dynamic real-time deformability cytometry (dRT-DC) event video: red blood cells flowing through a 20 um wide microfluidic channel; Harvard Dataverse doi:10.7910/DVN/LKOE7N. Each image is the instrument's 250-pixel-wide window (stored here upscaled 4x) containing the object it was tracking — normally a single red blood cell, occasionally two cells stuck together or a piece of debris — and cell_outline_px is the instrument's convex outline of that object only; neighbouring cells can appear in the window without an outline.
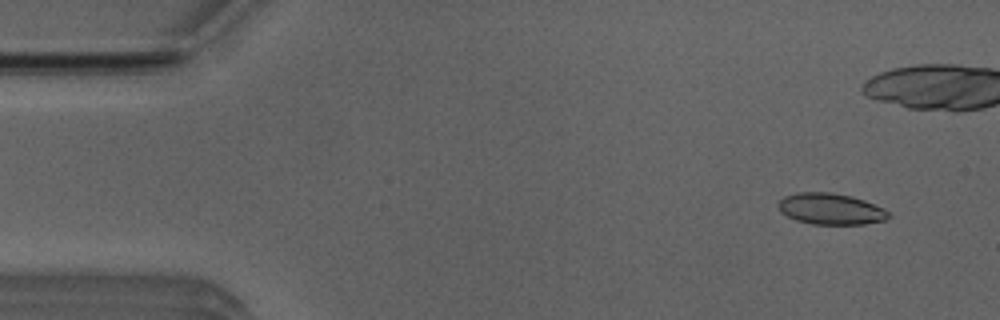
{"species": "Egyptian fruit bat (a non-hibernating species)", "species_latin": "Rousettus aegyptiacus", "temperature_condition": "room temperature", "stored_images_in_passage": 52, "camera_frame_rate_fps": 3000, "um_per_image_px": 0.085, "animal": {"sex": "male"}, "frame": {"image": 1, "passage_image": 4, "time_ms": 1.0, "image_size_px": [1000, 320], "cell_outline_px": [[892, 216], [884, 220], [864, 224], [812, 224], [796, 220], [780, 212], [780, 200], [784, 196], [800, 192], [832, 192], [852, 196], [864, 200], [884, 208]], "centroid_in_image_um": [70.64, 17.75], "position_along_channel_um": 14.4, "area_um2": 20.0}}
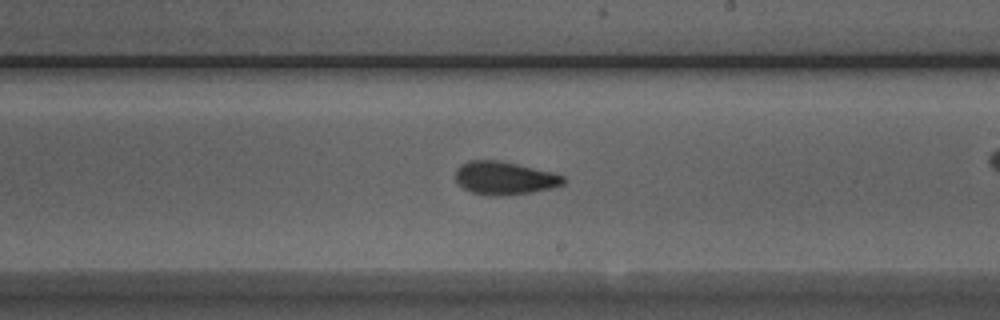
{"frame": {"image": 2, "passage_image": 29, "time_ms": 9.333, "image_size_px": [1000, 320], "cell_outline_px": [[564, 184], [552, 188], [532, 192], [496, 196], [488, 196], [472, 192], [464, 188], [456, 180], [456, 168], [460, 164], [468, 160], [500, 160], [552, 172], [564, 176]], "centroid_in_image_um": [42.87, 15.13], "position_along_channel_um": 246.1, "area_um2": 20.81}}
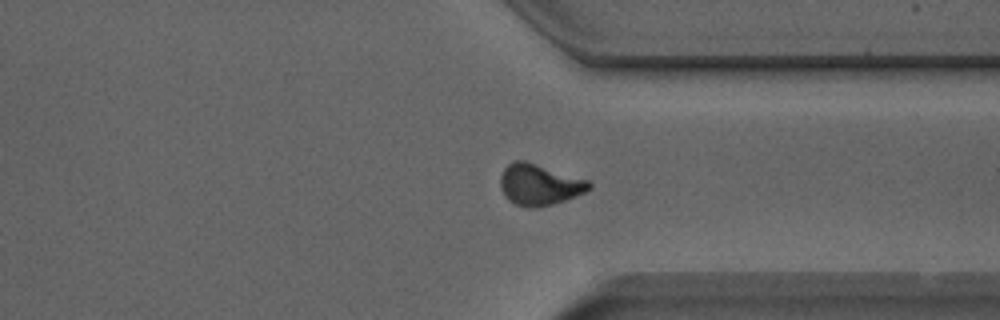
{"frame": {"image": 3, "passage_image": 38, "time_ms": 12.333, "image_size_px": [1000, 320], "cell_outline_px": [[592, 188], [576, 196], [552, 204], [536, 208], [528, 208], [516, 204], [508, 200], [504, 196], [500, 184], [500, 176], [504, 168], [508, 164], [516, 160], [524, 160], [588, 180], [592, 184]], "centroid_in_image_um": [45.83, 15.7], "position_along_channel_um": 365.6, "area_um2": 21.21}, "authors_computed_cell_mechanics": {"area_um2": 20.3456, "velocity_mm_per_s": 4.0111, "shape_relaxation_time_tau1_ms": 6.9811, "shape_relaxation_time_tau2_ms": 1.7493, "deformation_change_tau1": 0.1699, "deformation_change_tau2": 0.0846}}